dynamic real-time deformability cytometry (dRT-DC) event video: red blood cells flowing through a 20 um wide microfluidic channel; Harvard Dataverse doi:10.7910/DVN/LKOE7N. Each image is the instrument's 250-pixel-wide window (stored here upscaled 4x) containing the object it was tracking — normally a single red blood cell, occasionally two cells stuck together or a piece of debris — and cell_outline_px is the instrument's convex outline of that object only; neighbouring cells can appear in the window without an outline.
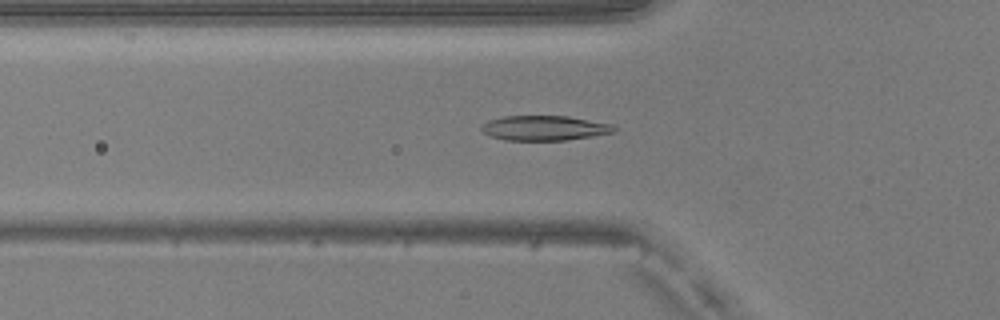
{"species": "common noctule bat (a hibernating species)", "species_latin": "Nyctalus noctula", "temperature_condition": "warm", "stored_images_in_passage": 40, "camera_frame_rate_fps": 3000, "um_per_image_px": 0.085, "animal": {"sex": "male", "body_mass_g": 20.5, "forearm_length_mm": 52.5}, "frame": {"image": 1, "passage_image": 8, "time_ms": 2.333, "image_size_px": [1000, 320], "cell_outline_px": [[616, 132], [568, 140], [504, 140], [488, 136], [480, 128], [488, 120], [504, 116], [568, 116], [612, 124], [616, 128]], "centroid_in_image_um": [46.28, 10.88], "position_along_channel_um": 79.5, "area_um2": 19.25}}
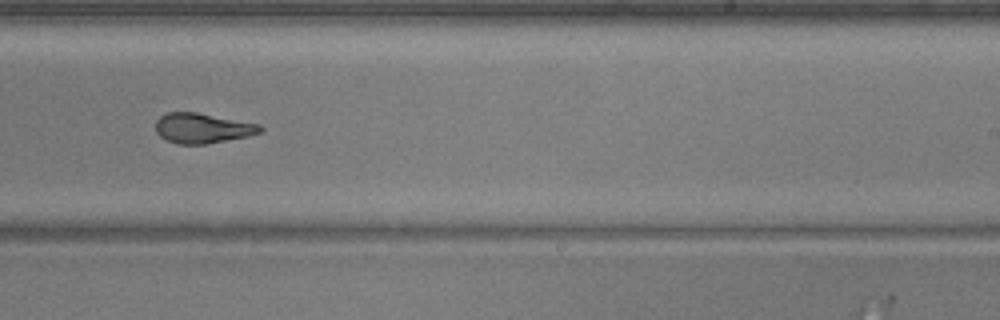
{"frame": {"image": 2, "passage_image": 22, "time_ms": 7.0, "image_size_px": [1000, 320], "cell_outline_px": [[264, 128], [260, 132], [248, 136], [204, 144], [180, 144], [168, 140], [160, 136], [156, 132], [156, 120], [160, 116], [168, 112], [196, 112], [260, 124]], "centroid_in_image_um": [17.21, 10.88], "position_along_channel_um": 271.8, "area_um2": 18.15}}
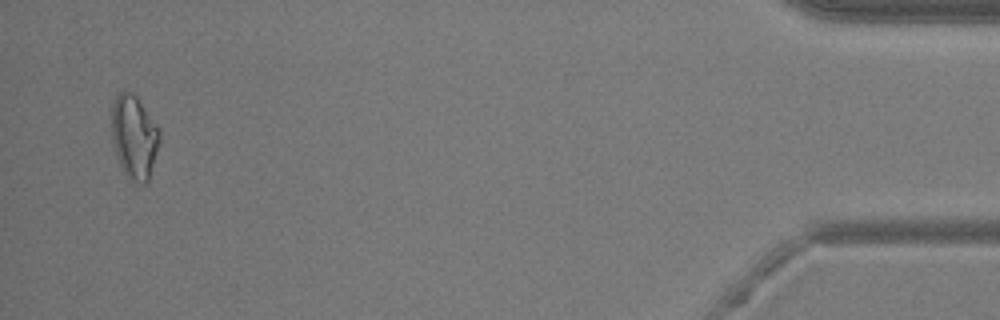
{"frame": {"image": 3, "passage_image": 39, "time_ms": 12.667, "image_size_px": [1000, 320], "cell_outline_px": [[160, 140], [148, 180], [144, 184], [136, 180], [124, 172], [120, 164], [112, 140], [112, 104], [116, 96], [120, 92], [132, 92], [136, 96], [160, 128]], "centroid_in_image_um": [11.42, 11.58], "position_along_channel_um": 423.8, "area_um2": 22.83}, "authors_computed_cell_mechanics": {"area_um2": 19.0162, "velocity_mm_per_s": 4.0957, "shape_relaxation_time_tau1_ms": 4.3873, "shape_relaxation_time_tau2_ms": 1.8323, "deformation_change_tau1": 0.1751, "deformation_change_tau2": 0.088}}